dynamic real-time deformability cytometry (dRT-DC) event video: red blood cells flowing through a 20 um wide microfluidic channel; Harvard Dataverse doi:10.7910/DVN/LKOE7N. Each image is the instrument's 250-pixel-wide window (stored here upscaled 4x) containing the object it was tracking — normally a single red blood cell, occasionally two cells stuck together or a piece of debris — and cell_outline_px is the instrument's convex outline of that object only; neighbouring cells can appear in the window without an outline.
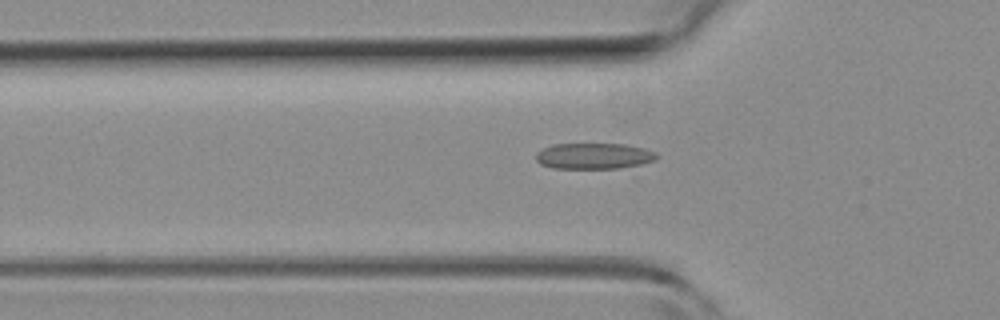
{"species": "common noctule bat (a hibernating species)", "species_latin": "Nyctalus noctula", "temperature_condition": "room temperature", "stored_images_in_passage": 10, "camera_frame_rate_fps": 3000, "um_per_image_px": 0.085, "animal": {"sex": "female", "body_mass_g": 19.3, "forearm_length_mm": 54.1}, "frame": {"image": 1, "passage_image": 2, "time_ms": 0.333, "image_size_px": [1000, 320], "cell_outline_px": [[660, 156], [656, 160], [640, 164], [620, 168], [552, 168], [540, 164], [536, 160], [536, 152], [552, 144], [624, 144], [644, 148], [656, 152]], "centroid_in_image_um": [50.49, 13.26], "position_along_channel_um": 75.3, "area_um2": 18.32}}
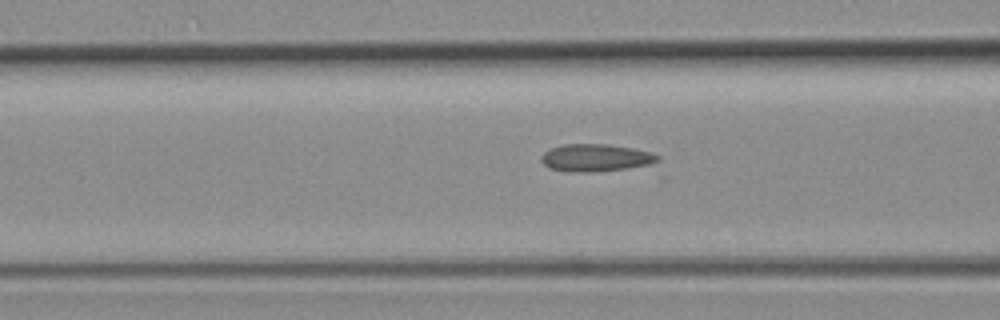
{"frame": {"image": 2, "passage_image": 5, "time_ms": 1.333, "image_size_px": [1000, 320], "cell_outline_px": [[660, 160], [656, 164], [628, 168], [592, 172], [564, 172], [548, 168], [540, 160], [540, 156], [544, 152], [552, 148], [564, 144], [608, 144], [632, 148], [652, 152], [660, 156]], "centroid_in_image_um": [50.66, 13.42], "position_along_channel_um": 115.9, "area_um2": 18.96}}
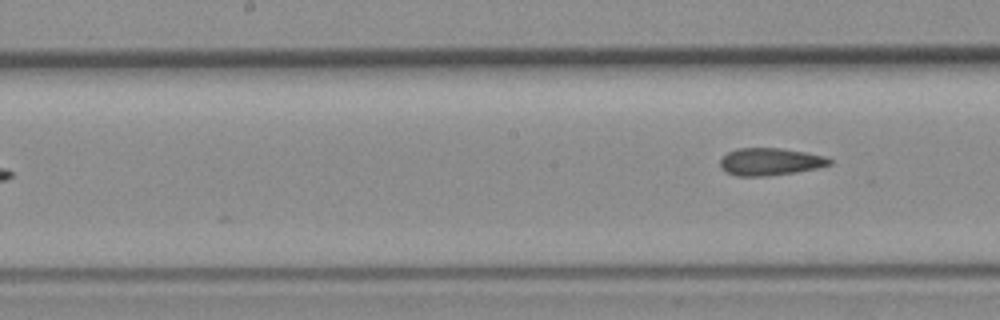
{"frame": {"image": 3, "passage_image": 10, "time_ms": 3.0, "image_size_px": [1000, 320], "cell_outline_px": [[832, 164], [816, 168], [796, 172], [768, 176], [736, 176], [720, 168], [720, 160], [728, 152], [736, 148], [780, 148], [804, 152], [824, 156], [832, 160]], "centroid_in_image_um": [65.44, 13.74], "position_along_channel_um": 182.8, "area_um2": 17.4}}